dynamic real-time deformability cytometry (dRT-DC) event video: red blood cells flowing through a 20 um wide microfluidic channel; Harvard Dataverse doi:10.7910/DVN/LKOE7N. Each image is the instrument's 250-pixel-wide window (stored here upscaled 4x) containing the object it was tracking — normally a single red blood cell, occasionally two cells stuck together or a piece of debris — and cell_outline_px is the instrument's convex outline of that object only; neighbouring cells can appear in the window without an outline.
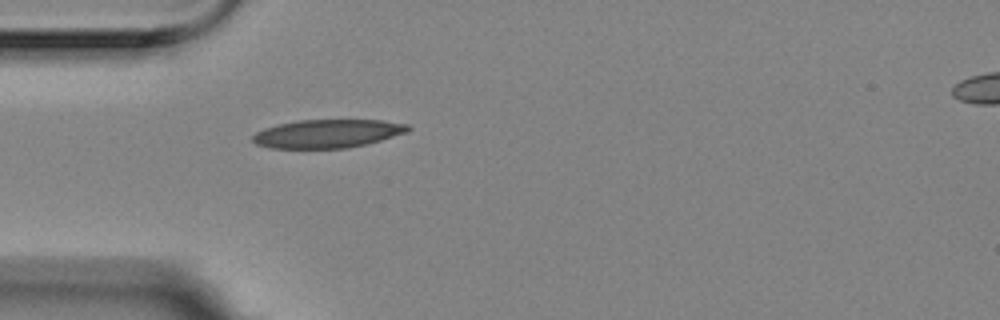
{"species": "Egyptian fruit bat (a non-hibernating species)", "species_latin": "Rousettus aegyptiacus", "temperature_condition": "room temperature", "stored_images_in_passage": 41, "camera_frame_rate_fps": 3000, "um_per_image_px": 0.085, "animal": {"sex": "female"}, "frame": {"image": 1, "passage_image": 1, "time_ms": 0.0, "image_size_px": [1000, 320], "cell_outline_px": [[412, 128], [408, 132], [380, 140], [348, 148], [268, 148], [256, 144], [252, 140], [252, 136], [256, 132], [264, 128], [276, 124], [296, 120], [380, 120], [408, 124]], "centroid_in_image_um": [27.81, 11.35], "position_along_channel_um": 57.2, "area_um2": 25.78}}
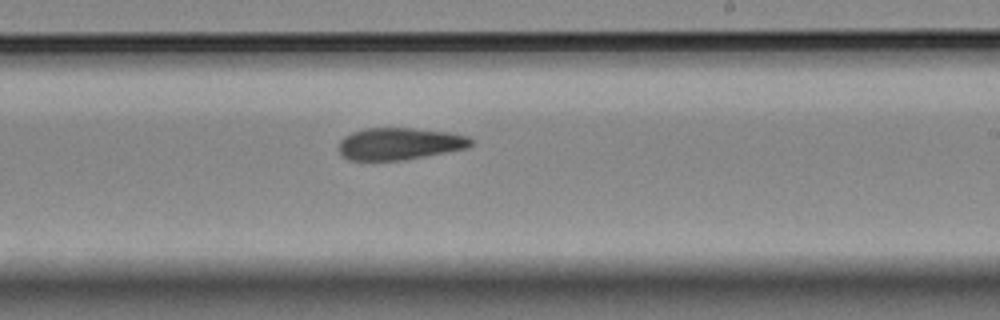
{"frame": {"image": 2, "passage_image": 18, "time_ms": 5.667, "image_size_px": [1000, 320], "cell_outline_px": [[472, 144], [468, 148], [404, 160], [348, 160], [340, 152], [340, 140], [344, 136], [352, 132], [364, 128], [412, 128], [448, 132], [468, 136], [472, 140]], "centroid_in_image_um": [33.97, 12.21], "position_along_channel_um": 255.0, "area_um2": 24.62}}
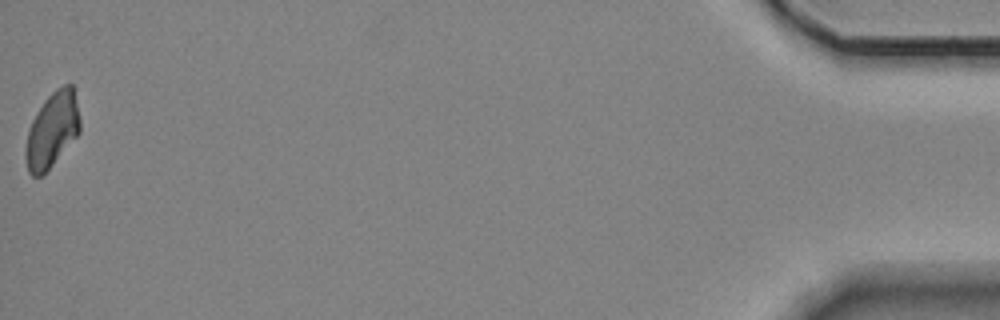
{"frame": {"image": 3, "passage_image": 41, "time_ms": 13.333, "image_size_px": [1000, 320], "cell_outline_px": [[80, 132], [52, 164], [40, 176], [32, 176], [28, 172], [24, 152], [28, 128], [32, 120], [44, 100], [56, 88], [64, 84], [72, 84], [80, 120]], "centroid_in_image_um": [4.41, 11.03], "position_along_channel_um": 430.8, "area_um2": 23.52}}